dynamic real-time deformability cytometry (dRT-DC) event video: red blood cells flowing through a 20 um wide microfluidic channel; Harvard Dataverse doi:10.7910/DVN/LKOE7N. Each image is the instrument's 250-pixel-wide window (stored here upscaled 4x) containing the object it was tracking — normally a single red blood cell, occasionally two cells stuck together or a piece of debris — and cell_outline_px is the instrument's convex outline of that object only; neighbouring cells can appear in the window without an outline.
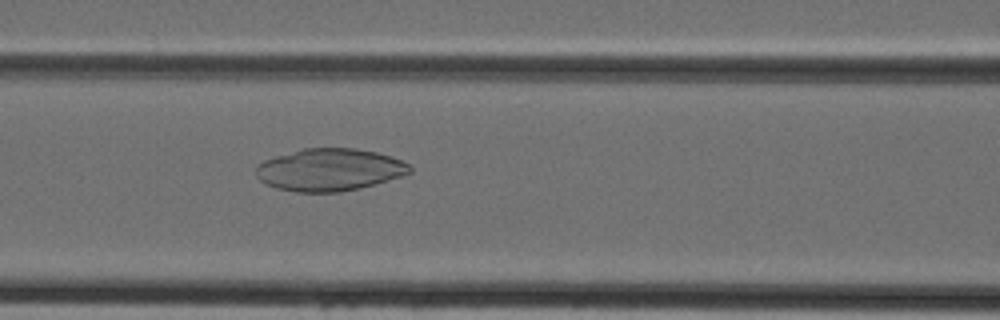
{"species": "Egyptian fruit bat (a non-hibernating species)", "species_latin": "Rousettus aegyptiacus", "temperature_condition": "cold", "stored_images_in_passage": 45, "camera_frame_rate_fps": 3000, "um_per_image_px": 0.085, "animal": {"sex": "female"}, "frame": {"image": 1, "passage_image": 19, "time_ms": 6.0, "image_size_px": [1000, 320], "cell_outline_px": [[412, 172], [404, 176], [360, 188], [340, 192], [296, 192], [276, 188], [260, 180], [256, 176], [256, 164], [264, 160], [276, 156], [304, 148], [356, 148], [376, 152], [400, 160], [408, 164], [412, 168]], "centroid_in_image_um": [28.01, 14.43], "position_along_channel_um": 138.6, "area_um2": 37.97}}
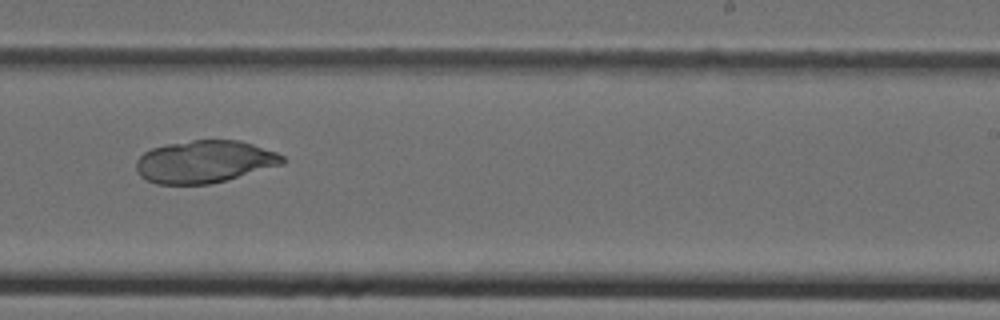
{"frame": {"image": 2, "passage_image": 28, "time_ms": 9.0, "image_size_px": [1000, 320], "cell_outline_px": [[284, 164], [224, 180], [208, 184], [156, 184], [144, 180], [136, 172], [136, 160], [144, 152], [152, 148], [168, 144], [192, 140], [240, 140], [276, 152], [284, 156]], "centroid_in_image_um": [17.34, 13.74], "position_along_channel_um": 271.7, "area_um2": 36.07}}
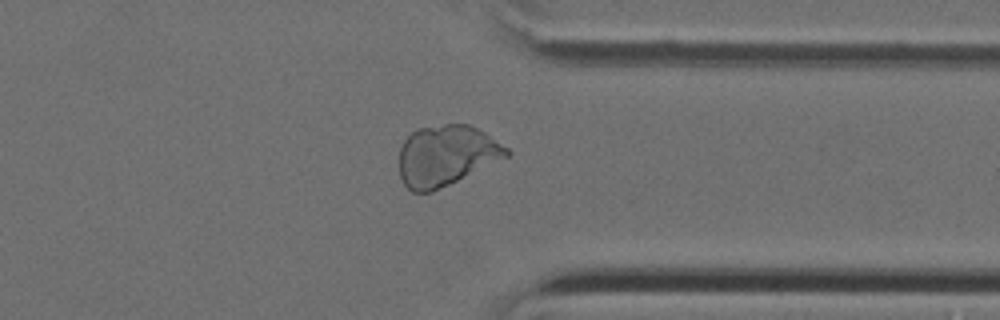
{"frame": {"image": 3, "passage_image": 35, "time_ms": 11.333, "image_size_px": [1000, 320], "cell_outline_px": [[512, 152], [508, 156], [432, 192], [412, 192], [404, 184], [400, 176], [400, 148], [404, 140], [416, 128], [444, 124], [468, 124], [484, 132], [508, 148]], "centroid_in_image_um": [37.91, 13.21], "position_along_channel_um": 373.5, "area_um2": 37.63}}